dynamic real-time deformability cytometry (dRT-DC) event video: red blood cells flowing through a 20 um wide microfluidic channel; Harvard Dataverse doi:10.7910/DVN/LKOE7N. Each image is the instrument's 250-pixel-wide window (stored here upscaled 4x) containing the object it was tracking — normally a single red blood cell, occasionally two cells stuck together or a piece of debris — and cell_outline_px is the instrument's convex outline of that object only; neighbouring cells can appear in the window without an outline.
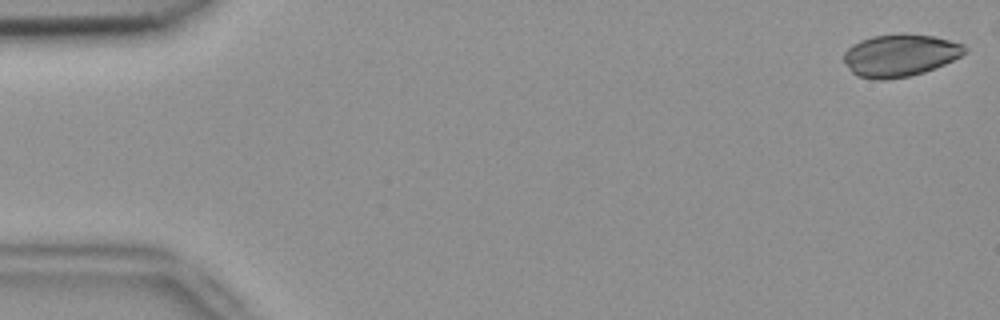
{"species": "common noctule bat (a hibernating species)", "species_latin": "Nyctalus noctula", "temperature_condition": "room temperature", "stored_images_in_passage": 23, "camera_frame_rate_fps": 3000, "um_per_image_px": 0.085, "animal": {"sex": "female", "body_mass_g": 18.4}, "frame": {"image": 1, "passage_image": 1, "time_ms": 0.0, "image_size_px": [1000, 320], "cell_outline_px": [[968, 52], [944, 64], [924, 72], [908, 76], [880, 80], [856, 76], [848, 68], [844, 60], [844, 52], [852, 44], [860, 40], [872, 36], [932, 36], [964, 44], [968, 48]], "centroid_in_image_um": [76.49, 4.73], "position_along_channel_um": 8.5, "area_um2": 29.07}}
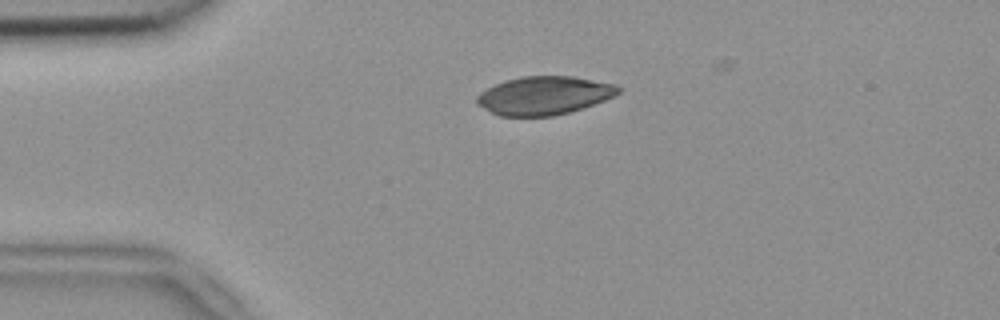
{"frame": {"image": 2, "passage_image": 12, "time_ms": 3.667, "image_size_px": [1000, 320], "cell_outline_px": [[620, 92], [604, 100], [568, 112], [552, 116], [500, 116], [476, 104], [476, 96], [480, 92], [496, 84], [508, 80], [524, 76], [572, 76], [616, 84], [620, 88]], "centroid_in_image_um": [46.23, 8.11], "position_along_channel_um": 38.8, "area_um2": 31.21}}